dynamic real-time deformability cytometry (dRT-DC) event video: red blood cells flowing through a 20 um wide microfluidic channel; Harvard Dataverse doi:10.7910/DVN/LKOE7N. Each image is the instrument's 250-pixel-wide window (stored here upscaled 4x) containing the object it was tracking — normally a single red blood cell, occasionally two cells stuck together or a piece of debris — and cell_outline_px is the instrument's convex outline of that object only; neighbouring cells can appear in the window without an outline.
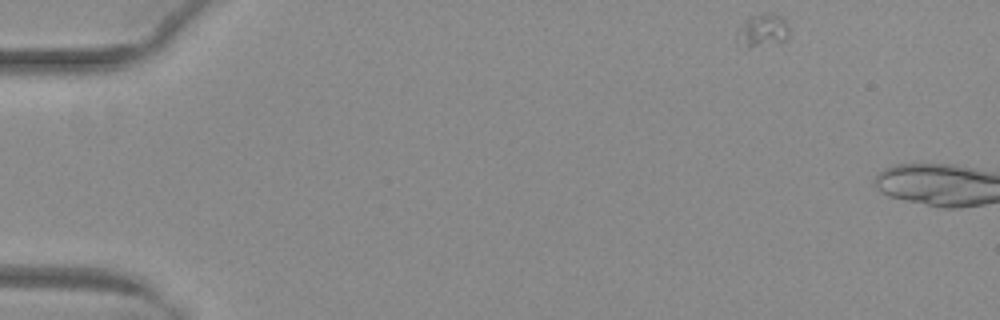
{"species": "common noctule bat (a hibernating species)", "species_latin": "Nyctalus noctula", "temperature_condition": "warm", "stored_images_in_passage": 4, "camera_frame_rate_fps": 3000, "um_per_image_px": 0.085, "animal": {"sex": "female", "body_mass_g": 29.2, "forearm_length_mm": 56.3}, "frame": {"image": 1, "passage_image": 1, "time_ms": 0.0, "image_size_px": [1000, 320], "cell_outline_px": [[788, 32], [784, 40], [748, 48], [736, 48], [736, 28], [748, 16], [760, 12], [764, 12], [780, 16], [788, 24]], "centroid_in_image_um": [64.67, 2.58], "position_along_channel_um": 20.3, "area_um2": 10.4}}